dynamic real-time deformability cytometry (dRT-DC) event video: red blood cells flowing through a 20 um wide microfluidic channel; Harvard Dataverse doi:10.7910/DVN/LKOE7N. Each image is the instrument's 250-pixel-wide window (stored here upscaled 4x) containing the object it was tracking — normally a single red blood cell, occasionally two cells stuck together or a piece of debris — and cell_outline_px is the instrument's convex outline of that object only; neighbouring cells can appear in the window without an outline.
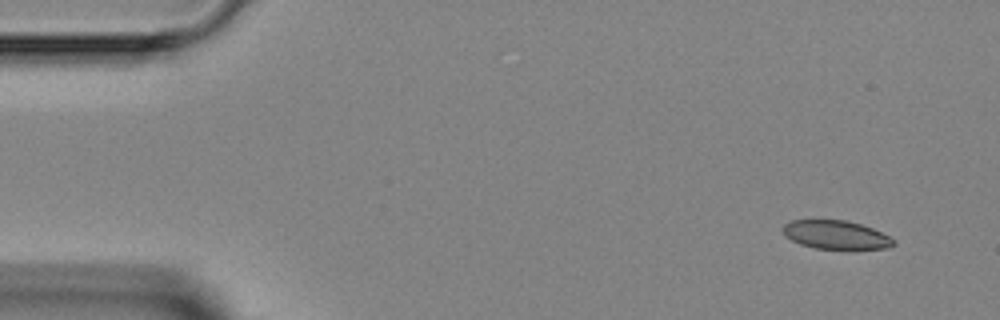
{"species": "Egyptian fruit bat (a non-hibernating species)", "species_latin": "Rousettus aegyptiacus", "temperature_condition": "room temperature", "stored_images_in_passage": 4, "camera_frame_rate_fps": 3000, "um_per_image_px": 0.085, "animal": {"sex": "female"}, "frame": {"image": 1, "passage_image": 1, "time_ms": 0.0, "image_size_px": [1000, 320], "cell_outline_px": [[896, 244], [884, 248], [856, 252], [852, 252], [816, 248], [800, 244], [784, 236], [784, 224], [792, 220], [848, 220], [872, 228], [896, 240]], "centroid_in_image_um": [71.11, 20.01], "position_along_channel_um": 13.9, "area_um2": 19.13}}
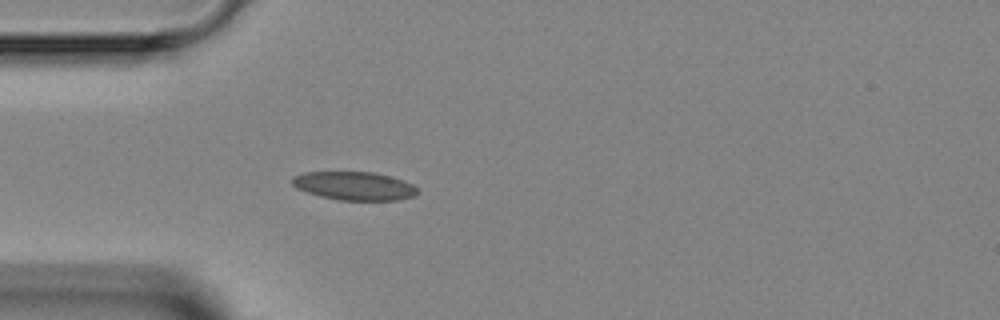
{"frame": {"image": 2, "passage_image": 4, "time_ms": 3.333, "image_size_px": [1000, 320], "cell_outline_px": [[420, 192], [416, 196], [396, 200], [340, 200], [320, 196], [296, 188], [292, 184], [292, 176], [304, 172], [372, 172], [392, 176], [404, 180], [412, 184]], "centroid_in_image_um": [30.14, 15.8], "position_along_channel_um": 54.9, "area_um2": 20.87}}